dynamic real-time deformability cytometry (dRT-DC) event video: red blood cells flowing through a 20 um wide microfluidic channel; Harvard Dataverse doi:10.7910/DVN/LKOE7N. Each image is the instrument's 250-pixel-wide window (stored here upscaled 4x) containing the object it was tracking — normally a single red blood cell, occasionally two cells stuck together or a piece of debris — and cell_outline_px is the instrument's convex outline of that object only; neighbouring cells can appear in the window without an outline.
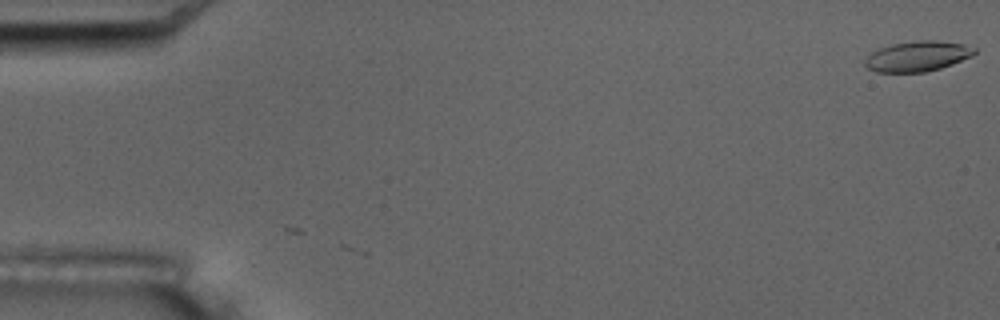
{"species": "common noctule bat (a hibernating species)", "species_latin": "Nyctalus noctula", "temperature_condition": "room temperature", "stored_images_in_passage": 4, "camera_frame_rate_fps": 3000, "um_per_image_px": 0.085, "animal": {"sex": "male", "body_mass_g": 17.5, "forearm_length_mm": 52.3}, "frame": {"image": 1, "passage_image": 1, "time_ms": 0.0, "image_size_px": [1000, 320], "cell_outline_px": [[976, 52], [972, 56], [952, 64], [940, 68], [924, 72], [876, 72], [868, 68], [864, 64], [864, 60], [872, 52], [880, 48], [892, 44], [916, 40], [936, 40], [964, 44], [976, 48]], "centroid_in_image_um": [78.0, 4.77], "position_along_channel_um": 7.0, "area_um2": 19.31}}